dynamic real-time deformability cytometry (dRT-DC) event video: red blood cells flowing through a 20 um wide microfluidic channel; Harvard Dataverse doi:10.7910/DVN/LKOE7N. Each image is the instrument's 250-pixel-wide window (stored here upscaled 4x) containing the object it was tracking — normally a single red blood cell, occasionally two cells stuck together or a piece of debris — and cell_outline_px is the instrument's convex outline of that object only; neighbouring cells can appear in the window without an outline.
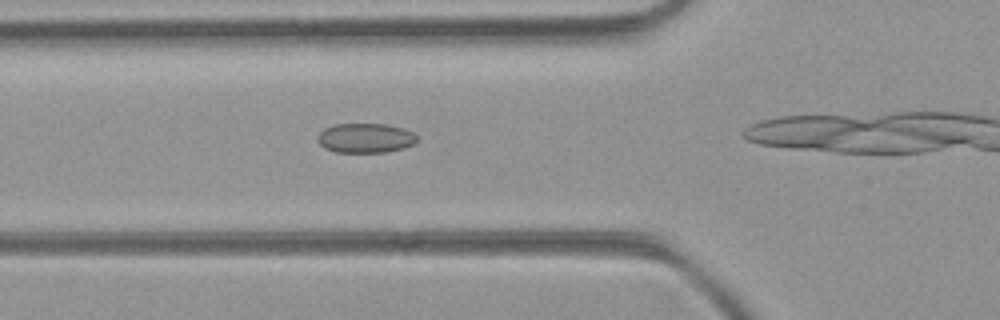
{"species": "common noctule bat (a hibernating species)", "species_latin": "Nyctalus noctula", "temperature_condition": "room temperature", "stored_images_in_passage": 16, "camera_frame_rate_fps": 3000, "um_per_image_px": 0.085, "animal": {"sex": "female", "body_mass_g": 21.9}, "frame": {"image": 1, "passage_image": 12, "time_ms": 3.667, "image_size_px": [1000, 320], "cell_outline_px": [[416, 140], [412, 144], [404, 148], [388, 152], [336, 152], [324, 148], [316, 140], [316, 136], [324, 128], [332, 124], [388, 124], [404, 128], [412, 132], [416, 136]], "centroid_in_image_um": [31.02, 11.73], "position_along_channel_um": 94.8, "area_um2": 17.28}}